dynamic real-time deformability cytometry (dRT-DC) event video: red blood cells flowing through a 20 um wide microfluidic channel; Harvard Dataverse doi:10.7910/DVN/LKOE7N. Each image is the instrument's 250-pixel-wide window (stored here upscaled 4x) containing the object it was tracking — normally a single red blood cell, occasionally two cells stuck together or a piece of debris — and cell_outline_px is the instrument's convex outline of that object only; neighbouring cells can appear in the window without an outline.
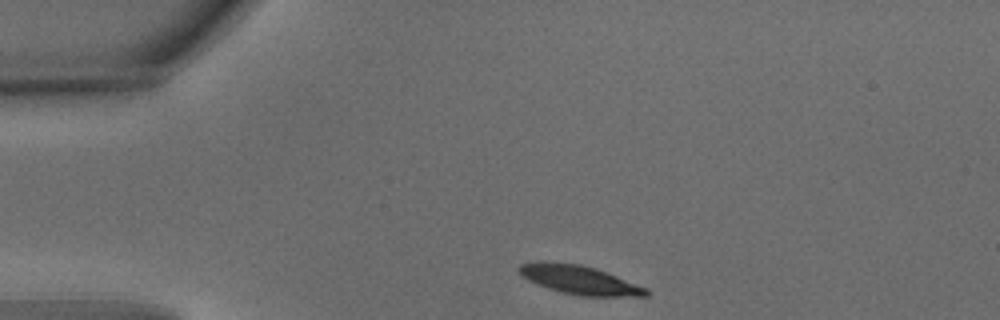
{"species": "common noctule bat (a hibernating species)", "species_latin": "Nyctalus noctula", "temperature_condition": "warm", "stored_images_in_passage": 28, "camera_frame_rate_fps": 3000, "um_per_image_px": 0.085, "animal": {"sex": "male", "body_mass_g": 15.6}, "frame": {"image": 1, "passage_image": 1, "time_ms": 0.0, "image_size_px": [1000, 320], "cell_outline_px": [[648, 296], [580, 296], [560, 292], [536, 284], [520, 276], [516, 272], [516, 268], [520, 264], [540, 260], [544, 260], [580, 264], [596, 268], [648, 288]], "centroid_in_image_um": [49.17, 23.77], "position_along_channel_um": 35.8, "area_um2": 21.73}}
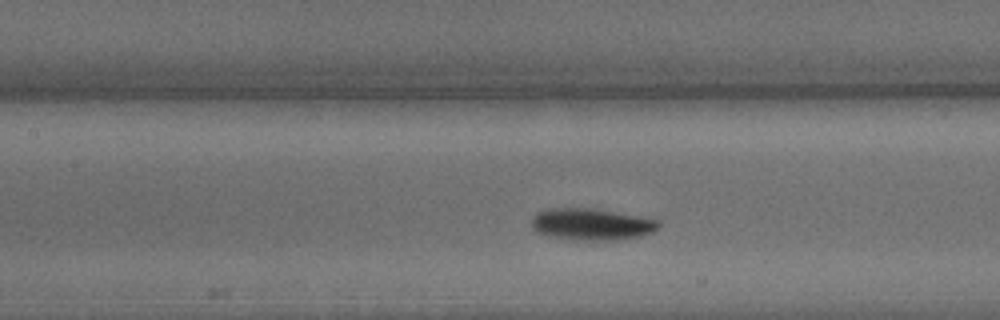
{"frame": {"image": 2, "passage_image": 14, "time_ms": 4.333, "image_size_px": [1000, 320], "cell_outline_px": [[660, 224], [652, 232], [640, 236], [616, 240], [572, 240], [548, 236], [536, 232], [532, 228], [532, 216], [536, 212], [548, 208], [592, 208], [656, 220]], "centroid_in_image_um": [50.18, 19.07], "position_along_channel_um": 157.2, "area_um2": 23.35}}
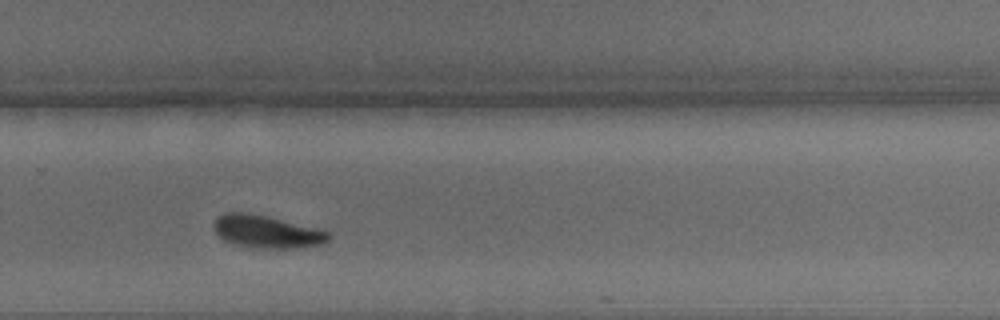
{"frame": {"image": 3, "passage_image": 26, "time_ms": 8.333, "image_size_px": [1000, 320], "cell_outline_px": [[332, 236], [328, 240], [320, 244], [296, 248], [256, 248], [232, 244], [224, 240], [212, 228], [212, 224], [216, 216], [224, 212], [248, 212], [268, 216], [324, 228]], "centroid_in_image_um": [22.67, 19.67], "position_along_channel_um": 307.1, "area_um2": 22.48}}